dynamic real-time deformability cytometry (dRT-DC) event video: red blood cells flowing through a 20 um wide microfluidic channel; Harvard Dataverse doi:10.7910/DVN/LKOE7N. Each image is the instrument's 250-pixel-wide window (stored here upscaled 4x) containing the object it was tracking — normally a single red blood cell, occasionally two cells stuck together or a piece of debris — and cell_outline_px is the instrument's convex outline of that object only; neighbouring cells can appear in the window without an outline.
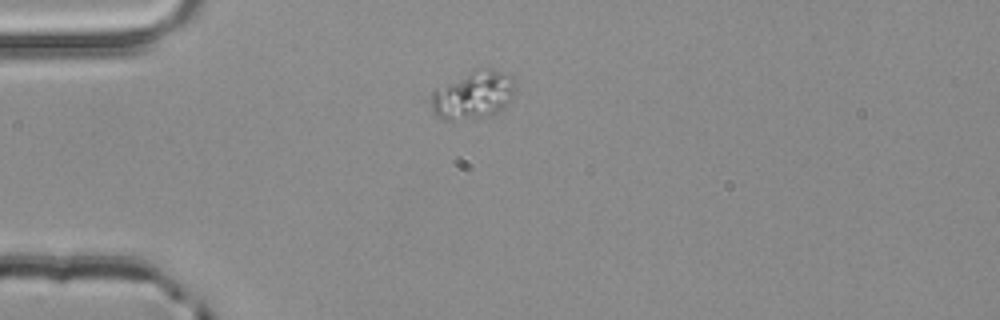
{"species": "common noctule bat (a hibernating species)", "species_latin": "Nyctalus noctula", "temperature_condition": "room temperature", "stored_images_in_passage": 1, "camera_frame_rate_fps": 3000, "um_per_image_px": 0.085, "animal": {"sex": "male", "body_mass_g": 20.4}, "frame": {"image": 1, "passage_image": 1, "time_ms": 0.0, "image_size_px": [1000, 320], "cell_outline_px": [[516, 92], [512, 100], [504, 108], [496, 112], [484, 116], [448, 120], [436, 116], [432, 112], [432, 92], [436, 88], [488, 68], [492, 68], [508, 72], [512, 76], [516, 84]], "centroid_in_image_um": [40.32, 8.09], "position_along_channel_um": 44.7, "area_um2": 22.83}}